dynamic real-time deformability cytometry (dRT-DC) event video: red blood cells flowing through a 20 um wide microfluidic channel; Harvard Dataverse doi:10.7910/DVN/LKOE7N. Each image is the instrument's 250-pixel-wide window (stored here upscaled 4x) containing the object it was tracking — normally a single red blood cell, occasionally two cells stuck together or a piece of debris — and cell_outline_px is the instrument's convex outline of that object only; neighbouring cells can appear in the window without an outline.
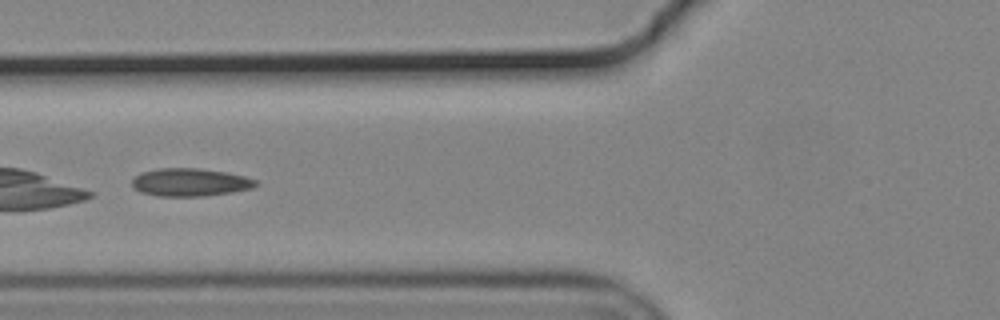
{"species": "common noctule bat (a hibernating species)", "species_latin": "Nyctalus noctula", "temperature_condition": "cold", "stored_images_in_passage": 37, "camera_frame_rate_fps": 3000, "um_per_image_px": 0.085, "animal": {"sex": "male", "body_mass_g": 19.2, "forearm_length_mm": 51.8}, "frame": {"image": 1, "passage_image": 22, "time_ms": 7.0, "image_size_px": [1000, 320], "cell_outline_px": [[260, 184], [252, 188], [232, 192], [204, 196], [156, 196], [140, 192], [132, 188], [132, 180], [140, 172], [156, 168], [200, 168], [228, 172], [244, 176], [256, 180]], "centroid_in_image_um": [16.14, 15.49], "position_along_channel_um": 109.7, "area_um2": 20.4}}
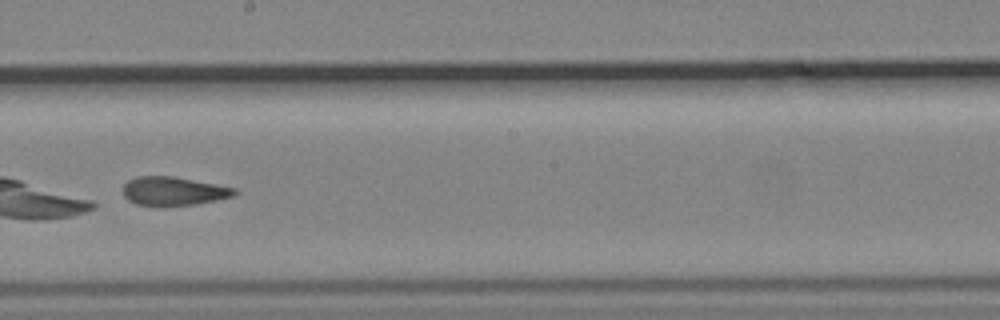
{"frame": {"image": 2, "passage_image": 32, "time_ms": 10.333, "image_size_px": [1000, 320], "cell_outline_px": [[240, 192], [236, 196], [196, 204], [156, 208], [136, 204], [128, 200], [124, 196], [124, 184], [128, 180], [136, 176], [172, 176], [216, 184], [236, 188]], "centroid_in_image_um": [14.76, 16.27], "position_along_channel_um": 233.4, "area_um2": 19.19}}